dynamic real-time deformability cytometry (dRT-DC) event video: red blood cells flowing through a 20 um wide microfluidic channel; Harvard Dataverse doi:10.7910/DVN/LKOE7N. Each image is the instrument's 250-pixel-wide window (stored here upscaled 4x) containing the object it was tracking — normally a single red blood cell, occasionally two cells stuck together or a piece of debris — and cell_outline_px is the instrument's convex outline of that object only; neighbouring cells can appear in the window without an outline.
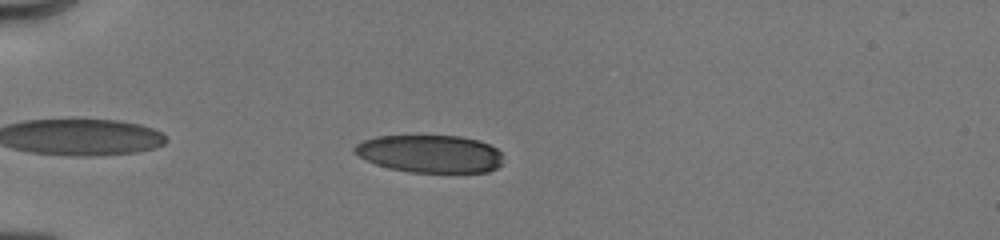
{"species": "human", "species_latin": "Homo sapiens", "temperature_condition": "cold", "stored_images_in_passage": 17, "camera_frame_rate_fps": 3000, "um_per_image_px": 0.085, "donor": {"sex": "male"}, "frame": {"image": 1, "passage_image": 7, "time_ms": 1.667, "image_size_px": [1000, 240], "cell_outline_px": [[500, 164], [496, 168], [488, 172], [408, 172], [388, 168], [376, 164], [352, 152], [352, 148], [356, 144], [364, 140], [376, 136], [460, 136], [476, 140], [488, 144], [496, 148], [500, 152]], "centroid_in_image_um": [36.51, 13.07], "position_along_channel_um": 48.5, "area_um2": 32.43}}
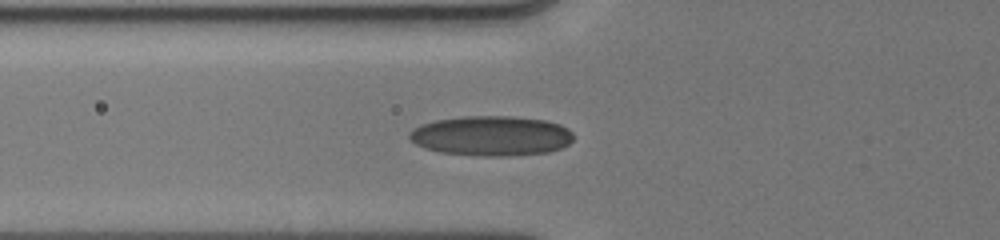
{"frame": {"image": 2, "passage_image": 14, "time_ms": 3.333, "image_size_px": [1000, 240], "cell_outline_px": [[572, 140], [568, 144], [560, 148], [548, 152], [508, 156], [480, 156], [440, 152], [424, 148], [416, 144], [408, 136], [408, 132], [420, 124], [436, 120], [464, 116], [516, 116], [548, 120], [560, 124], [568, 128], [572, 132]], "centroid_in_image_um": [41.76, 11.54], "position_along_channel_um": 84.0, "area_um2": 38.44}}